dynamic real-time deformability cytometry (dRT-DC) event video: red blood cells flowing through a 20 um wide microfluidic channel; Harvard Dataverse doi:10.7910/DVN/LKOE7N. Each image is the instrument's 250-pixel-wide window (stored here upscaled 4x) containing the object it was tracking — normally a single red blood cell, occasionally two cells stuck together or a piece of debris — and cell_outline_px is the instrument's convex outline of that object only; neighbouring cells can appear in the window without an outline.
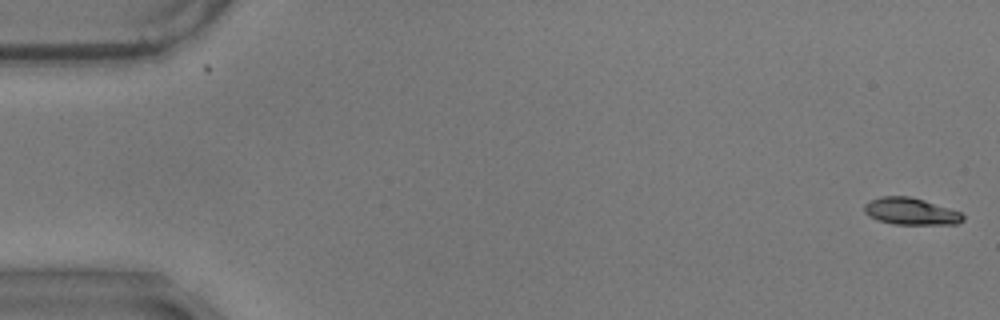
{"species": "common noctule bat (a hibernating species)", "species_latin": "Nyctalus noctula", "temperature_condition": "warm", "stored_images_in_passage": 7, "camera_frame_rate_fps": 3000, "um_per_image_px": 0.085, "animal": {"sex": "male", "body_mass_g": 17.9}, "frame": {"image": 1, "passage_image": 1, "time_ms": 0.0, "image_size_px": [1000, 320], "cell_outline_px": [[964, 220], [956, 224], [892, 224], [876, 220], [868, 216], [864, 212], [864, 204], [880, 196], [908, 196], [924, 200], [960, 212], [964, 216]], "centroid_in_image_um": [77.38, 17.97], "position_along_channel_um": 7.6, "area_um2": 15.43}}